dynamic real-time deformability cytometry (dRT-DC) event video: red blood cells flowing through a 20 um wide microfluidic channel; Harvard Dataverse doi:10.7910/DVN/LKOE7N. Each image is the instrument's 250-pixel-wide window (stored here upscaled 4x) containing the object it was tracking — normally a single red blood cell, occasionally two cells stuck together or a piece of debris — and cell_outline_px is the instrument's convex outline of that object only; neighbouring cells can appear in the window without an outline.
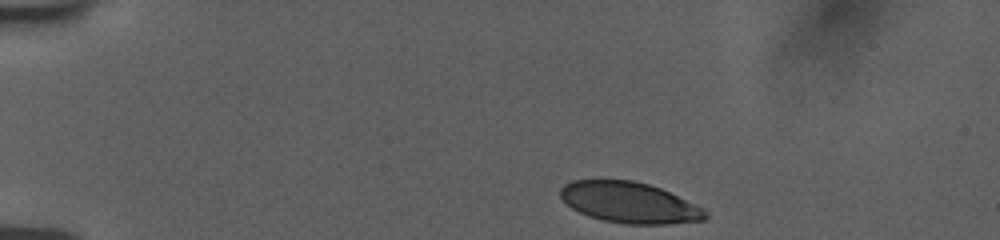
{"species": "human", "species_latin": "Homo sapiens", "temperature_condition": "room temperature", "stored_images_in_passage": 20, "camera_frame_rate_fps": 3000, "um_per_image_px": 0.085, "donor": {"sex": "female"}, "frame": {"image": 1, "passage_image": 1, "time_ms": 0.0, "image_size_px": [1000, 240], "cell_outline_px": [[708, 216], [704, 220], [668, 224], [628, 224], [604, 220], [588, 216], [572, 208], [560, 196], [560, 188], [564, 184], [572, 180], [632, 180], [648, 184], [660, 188], [704, 208], [708, 212]], "centroid_in_image_um": [53.51, 17.22], "position_along_channel_um": 31.5, "area_um2": 34.39}}
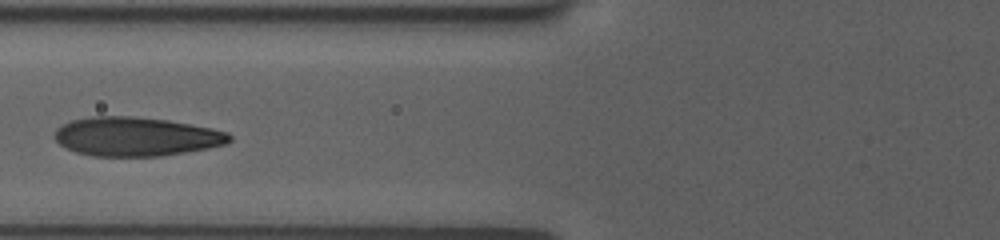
{"frame": {"image": 2, "passage_image": 9, "time_ms": 4.333, "image_size_px": [1000, 240], "cell_outline_px": [[232, 140], [224, 144], [208, 148], [160, 156], [92, 156], [76, 152], [60, 144], [56, 140], [56, 128], [60, 124], [72, 120], [88, 116], [136, 116], [168, 120], [212, 128], [228, 132], [232, 136]], "centroid_in_image_um": [11.56, 11.6], "position_along_channel_um": 114.2, "area_um2": 39.77}}
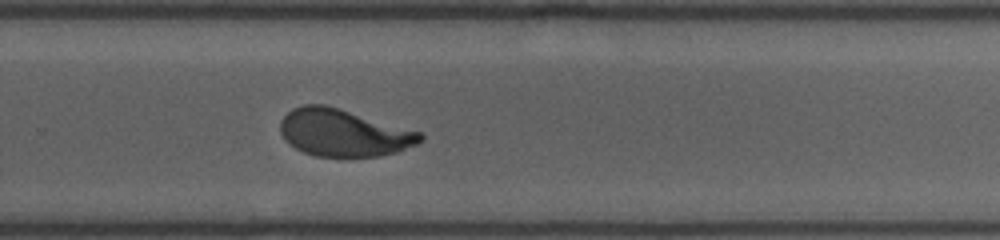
{"frame": {"image": 3, "passage_image": 20, "time_ms": 9.333, "image_size_px": [1000, 240], "cell_outline_px": [[424, 140], [416, 144], [396, 152], [380, 156], [316, 156], [304, 152], [288, 144], [284, 140], [280, 132], [280, 120], [292, 108], [304, 104], [324, 104], [420, 132], [424, 136]], "centroid_in_image_um": [29.16, 11.29], "position_along_channel_um": 300.6, "area_um2": 38.21}}